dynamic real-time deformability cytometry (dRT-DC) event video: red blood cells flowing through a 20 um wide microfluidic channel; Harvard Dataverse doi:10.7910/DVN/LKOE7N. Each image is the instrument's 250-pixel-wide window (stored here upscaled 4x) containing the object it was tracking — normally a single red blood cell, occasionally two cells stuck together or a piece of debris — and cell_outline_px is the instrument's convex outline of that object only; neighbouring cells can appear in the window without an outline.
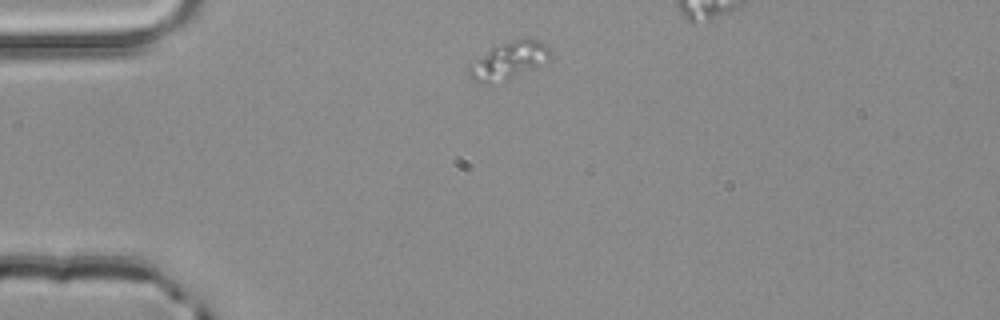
{"species": "common noctule bat (a hibernating species)", "species_latin": "Nyctalus noctula", "temperature_condition": "room temperature", "stored_images_in_passage": 2, "camera_frame_rate_fps": 3000, "um_per_image_px": 0.085, "animal": {"sex": "male", "body_mass_g": 20.4}, "frame": {"image": 1, "passage_image": 1, "time_ms": 0.0, "image_size_px": [1000, 320], "cell_outline_px": [[552, 56], [548, 60], [536, 68], [508, 80], [492, 84], [488, 84], [472, 80], [468, 76], [468, 64], [492, 48], [528, 36], [544, 44], [552, 52]], "centroid_in_image_um": [43.25, 5.18], "position_along_channel_um": 41.8, "area_um2": 17.8}}